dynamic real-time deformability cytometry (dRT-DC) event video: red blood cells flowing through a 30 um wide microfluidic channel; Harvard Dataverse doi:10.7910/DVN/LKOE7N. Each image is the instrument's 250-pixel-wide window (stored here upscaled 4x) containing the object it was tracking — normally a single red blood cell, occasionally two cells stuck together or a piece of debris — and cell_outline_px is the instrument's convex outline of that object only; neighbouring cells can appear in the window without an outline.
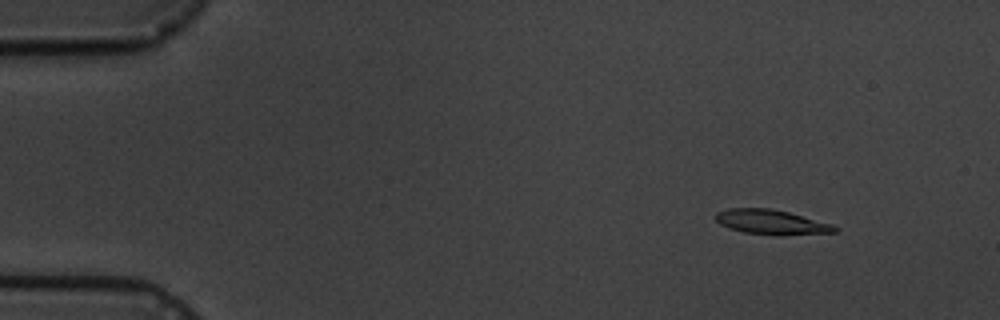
{"species": "common noctule bat (a hibernating species)", "species_latin": "Nyctalus noctula", "temperature_condition": "cold", "stored_images_in_passage": 5, "camera_frame_rate_fps": 3000, "um_per_image_px": 0.085, "animal": {"sex": "male", "body_mass_g": 19.5, "forearm_length_mm": 54.6}, "frame": {"image": 1, "passage_image": 2, "time_ms": 1.333, "image_size_px": [1000, 320], "cell_outline_px": [[840, 232], [776, 236], [744, 232], [728, 228], [720, 224], [716, 220], [716, 212], [728, 208], [772, 208], [788, 212], [832, 224], [840, 228]], "centroid_in_image_um": [65.6, 18.89], "position_along_channel_um": 19.4, "area_um2": 17.4}}
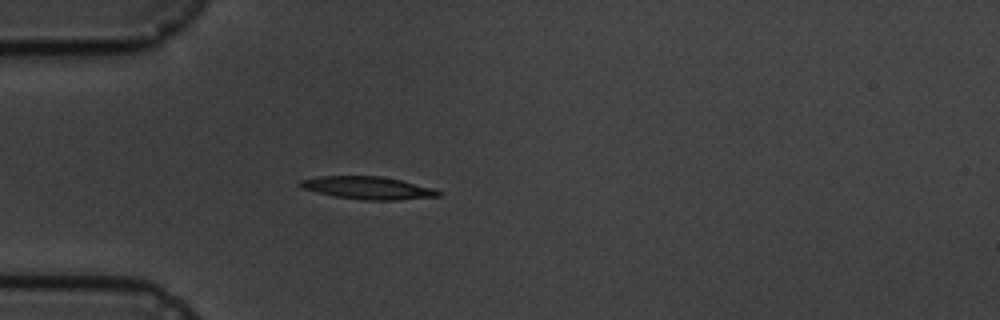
{"frame": {"image": 2, "passage_image": 5, "time_ms": 4.667, "image_size_px": [1000, 320], "cell_outline_px": [[444, 192], [440, 196], [396, 200], [364, 200], [336, 196], [300, 188], [300, 180], [320, 176], [384, 176], [432, 188]], "centroid_in_image_um": [31.29, 15.97], "position_along_channel_um": 53.7, "area_um2": 18.09}}